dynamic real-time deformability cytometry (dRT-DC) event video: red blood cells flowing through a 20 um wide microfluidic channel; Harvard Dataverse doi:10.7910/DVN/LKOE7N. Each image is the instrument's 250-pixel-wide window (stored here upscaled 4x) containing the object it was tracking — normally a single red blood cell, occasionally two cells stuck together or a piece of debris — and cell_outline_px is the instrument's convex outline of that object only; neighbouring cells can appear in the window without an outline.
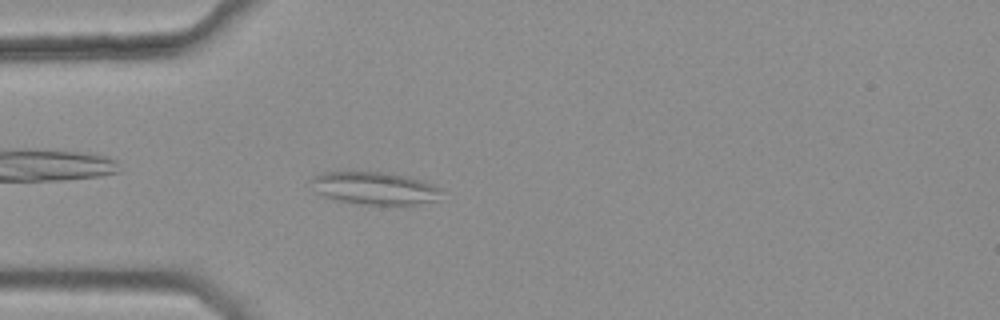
{"species": "common noctule bat (a hibernating species)", "species_latin": "Nyctalus noctula", "temperature_condition": "warm", "stored_images_in_passage": 44, "camera_frame_rate_fps": 3000, "um_per_image_px": 0.085, "animal": {"sex": "female", "body_mass_g": 25.1}, "frame": {"image": 1, "passage_image": 14, "time_ms": 4.333, "image_size_px": [1000, 320], "cell_outline_px": [[440, 192], [436, 200], [416, 204], [360, 204], [340, 200], [324, 196], [316, 192], [312, 180], [312, 176], [320, 172], [380, 172], [408, 176], [424, 180], [440, 188]], "centroid_in_image_um": [31.84, 15.98], "position_along_channel_um": 53.2, "area_um2": 24.39}}
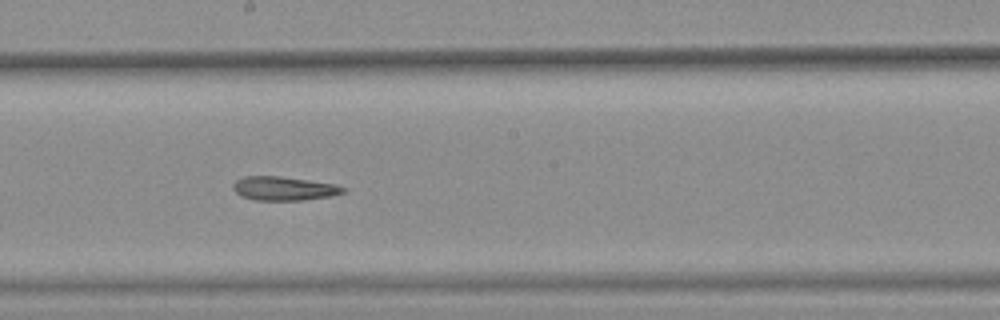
{"frame": {"image": 2, "passage_image": 28, "time_ms": 9.0, "image_size_px": [1000, 320], "cell_outline_px": [[348, 188], [344, 192], [332, 196], [304, 200], [252, 200], [240, 196], [232, 188], [232, 184], [236, 180], [244, 176], [280, 176], [336, 184]], "centroid_in_image_um": [24.13, 16.02], "position_along_channel_um": 224.1, "area_um2": 15.49}}
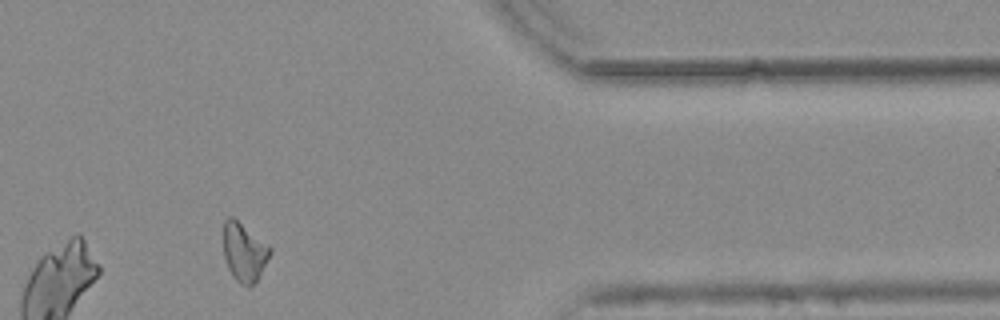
{"frame": {"image": 3, "passage_image": 43, "time_ms": 14.0, "image_size_px": [1000, 320], "cell_outline_px": [[272, 252], [256, 280], [248, 288], [240, 284], [232, 276], [228, 268], [224, 256], [224, 220], [228, 216], [232, 216], [268, 244], [272, 248]], "centroid_in_image_um": [20.75, 21.43], "position_along_channel_um": 390.7, "area_um2": 15.84}, "authors_computed_cell_mechanics": {"area_um2": 16.4152, "velocity_mm_per_s": 3.8051, "shape_relaxation_time_tau1_ms": null, "shape_relaxation_time_tau2_ms": 6.7464, "deformation_change_tau1": null, "deformation_change_tau2": 0.1741}}